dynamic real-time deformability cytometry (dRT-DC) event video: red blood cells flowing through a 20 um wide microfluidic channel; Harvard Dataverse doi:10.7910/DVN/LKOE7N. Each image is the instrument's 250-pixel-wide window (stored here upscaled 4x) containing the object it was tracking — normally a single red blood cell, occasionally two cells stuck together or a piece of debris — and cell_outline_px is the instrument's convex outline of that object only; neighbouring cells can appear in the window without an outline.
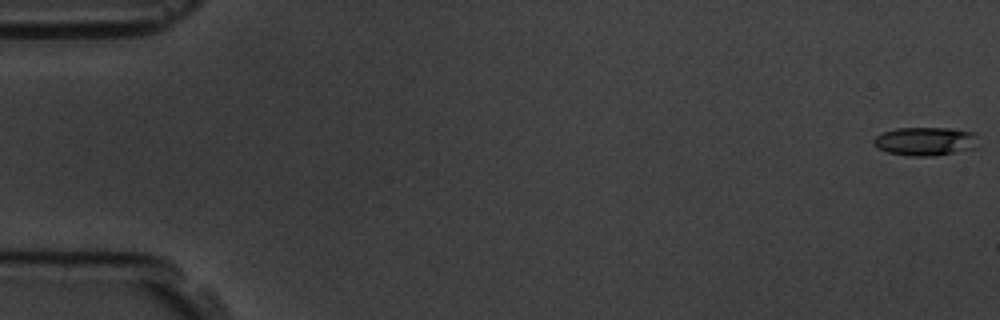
{"species": "common noctule bat (a hibernating species)", "species_latin": "Nyctalus noctula", "temperature_condition": "room temperature", "stored_images_in_passage": 3, "camera_frame_rate_fps": 3000, "um_per_image_px": 0.085, "animal": {"sex": "male", "body_mass_g": 19.5, "forearm_length_mm": 54.6}, "frame": {"image": 1, "passage_image": 1, "time_ms": 0.0, "image_size_px": [1000, 320], "cell_outline_px": [[976, 148], [932, 156], [912, 156], [888, 152], [876, 148], [872, 140], [876, 136], [884, 132], [896, 128], [952, 128], [976, 132]], "centroid_in_image_um": [78.65, 12.0], "position_along_channel_um": 6.3, "area_um2": 17.4}}